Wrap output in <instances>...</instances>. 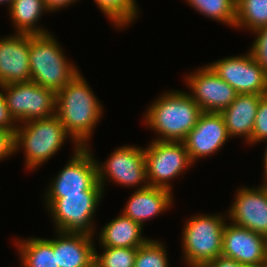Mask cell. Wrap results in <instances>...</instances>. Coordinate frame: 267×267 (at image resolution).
<instances>
[{
	"instance_id": "9c48e42d",
	"label": "cell",
	"mask_w": 267,
	"mask_h": 267,
	"mask_svg": "<svg viewBox=\"0 0 267 267\" xmlns=\"http://www.w3.org/2000/svg\"><path fill=\"white\" fill-rule=\"evenodd\" d=\"M11 116L18 124L56 114V92L33 81L0 86Z\"/></svg>"
},
{
	"instance_id": "d6986e66",
	"label": "cell",
	"mask_w": 267,
	"mask_h": 267,
	"mask_svg": "<svg viewBox=\"0 0 267 267\" xmlns=\"http://www.w3.org/2000/svg\"><path fill=\"white\" fill-rule=\"evenodd\" d=\"M262 95L238 94L226 109L221 111L227 131L231 139L243 137L246 144L251 145V136L256 113Z\"/></svg>"
},
{
	"instance_id": "836d02e7",
	"label": "cell",
	"mask_w": 267,
	"mask_h": 267,
	"mask_svg": "<svg viewBox=\"0 0 267 267\" xmlns=\"http://www.w3.org/2000/svg\"><path fill=\"white\" fill-rule=\"evenodd\" d=\"M265 145L267 144V141H265ZM263 162H264V172H263V179L265 182H267V145L265 147V152H264V159H263Z\"/></svg>"
},
{
	"instance_id": "6da1fadb",
	"label": "cell",
	"mask_w": 267,
	"mask_h": 267,
	"mask_svg": "<svg viewBox=\"0 0 267 267\" xmlns=\"http://www.w3.org/2000/svg\"><path fill=\"white\" fill-rule=\"evenodd\" d=\"M81 71L56 93V116L80 147H89L90 138L103 114V105Z\"/></svg>"
},
{
	"instance_id": "83f0119b",
	"label": "cell",
	"mask_w": 267,
	"mask_h": 267,
	"mask_svg": "<svg viewBox=\"0 0 267 267\" xmlns=\"http://www.w3.org/2000/svg\"><path fill=\"white\" fill-rule=\"evenodd\" d=\"M267 141V94L262 95L255 117L251 145Z\"/></svg>"
},
{
	"instance_id": "7a4b0ae2",
	"label": "cell",
	"mask_w": 267,
	"mask_h": 267,
	"mask_svg": "<svg viewBox=\"0 0 267 267\" xmlns=\"http://www.w3.org/2000/svg\"><path fill=\"white\" fill-rule=\"evenodd\" d=\"M148 107L143 122L159 135L153 139L158 141H183L202 113L187 91L174 89L158 96Z\"/></svg>"
},
{
	"instance_id": "ac0fdd59",
	"label": "cell",
	"mask_w": 267,
	"mask_h": 267,
	"mask_svg": "<svg viewBox=\"0 0 267 267\" xmlns=\"http://www.w3.org/2000/svg\"><path fill=\"white\" fill-rule=\"evenodd\" d=\"M53 252L58 267H89L95 260L94 236L56 231Z\"/></svg>"
},
{
	"instance_id": "8fae6325",
	"label": "cell",
	"mask_w": 267,
	"mask_h": 267,
	"mask_svg": "<svg viewBox=\"0 0 267 267\" xmlns=\"http://www.w3.org/2000/svg\"><path fill=\"white\" fill-rule=\"evenodd\" d=\"M209 66L238 94H267V72L254 60L249 50L244 55L223 57Z\"/></svg>"
},
{
	"instance_id": "e575fe53",
	"label": "cell",
	"mask_w": 267,
	"mask_h": 267,
	"mask_svg": "<svg viewBox=\"0 0 267 267\" xmlns=\"http://www.w3.org/2000/svg\"><path fill=\"white\" fill-rule=\"evenodd\" d=\"M240 267H267V265H257V264L246 265V264H241Z\"/></svg>"
},
{
	"instance_id": "9a60e30c",
	"label": "cell",
	"mask_w": 267,
	"mask_h": 267,
	"mask_svg": "<svg viewBox=\"0 0 267 267\" xmlns=\"http://www.w3.org/2000/svg\"><path fill=\"white\" fill-rule=\"evenodd\" d=\"M222 256L240 264L267 265V237L233 223H225Z\"/></svg>"
},
{
	"instance_id": "cb8c5ba5",
	"label": "cell",
	"mask_w": 267,
	"mask_h": 267,
	"mask_svg": "<svg viewBox=\"0 0 267 267\" xmlns=\"http://www.w3.org/2000/svg\"><path fill=\"white\" fill-rule=\"evenodd\" d=\"M94 3L118 29L131 26V23L139 18L140 12L136 0H94Z\"/></svg>"
},
{
	"instance_id": "f1b7e54d",
	"label": "cell",
	"mask_w": 267,
	"mask_h": 267,
	"mask_svg": "<svg viewBox=\"0 0 267 267\" xmlns=\"http://www.w3.org/2000/svg\"><path fill=\"white\" fill-rule=\"evenodd\" d=\"M252 34L255 35V40L249 52L254 60L267 72V26L253 31Z\"/></svg>"
},
{
	"instance_id": "30bf717a",
	"label": "cell",
	"mask_w": 267,
	"mask_h": 267,
	"mask_svg": "<svg viewBox=\"0 0 267 267\" xmlns=\"http://www.w3.org/2000/svg\"><path fill=\"white\" fill-rule=\"evenodd\" d=\"M96 164L98 182L103 192L108 179L122 187L143 189L149 186L144 147L123 145L116 148L104 163L96 159Z\"/></svg>"
},
{
	"instance_id": "603a6c76",
	"label": "cell",
	"mask_w": 267,
	"mask_h": 267,
	"mask_svg": "<svg viewBox=\"0 0 267 267\" xmlns=\"http://www.w3.org/2000/svg\"><path fill=\"white\" fill-rule=\"evenodd\" d=\"M264 26H267V0H236L235 29L253 32Z\"/></svg>"
},
{
	"instance_id": "277c9868",
	"label": "cell",
	"mask_w": 267,
	"mask_h": 267,
	"mask_svg": "<svg viewBox=\"0 0 267 267\" xmlns=\"http://www.w3.org/2000/svg\"><path fill=\"white\" fill-rule=\"evenodd\" d=\"M62 49L50 32L30 35L31 81L57 93L80 72Z\"/></svg>"
},
{
	"instance_id": "5b68a950",
	"label": "cell",
	"mask_w": 267,
	"mask_h": 267,
	"mask_svg": "<svg viewBox=\"0 0 267 267\" xmlns=\"http://www.w3.org/2000/svg\"><path fill=\"white\" fill-rule=\"evenodd\" d=\"M222 213L190 216L182 230L183 258L189 267H205L222 255L223 232L227 218Z\"/></svg>"
},
{
	"instance_id": "7402d4cb",
	"label": "cell",
	"mask_w": 267,
	"mask_h": 267,
	"mask_svg": "<svg viewBox=\"0 0 267 267\" xmlns=\"http://www.w3.org/2000/svg\"><path fill=\"white\" fill-rule=\"evenodd\" d=\"M16 244V245H15ZM21 267H58L53 252V238L29 237L15 239Z\"/></svg>"
},
{
	"instance_id": "2e32d148",
	"label": "cell",
	"mask_w": 267,
	"mask_h": 267,
	"mask_svg": "<svg viewBox=\"0 0 267 267\" xmlns=\"http://www.w3.org/2000/svg\"><path fill=\"white\" fill-rule=\"evenodd\" d=\"M30 34L0 38V86L31 81Z\"/></svg>"
},
{
	"instance_id": "4fadbf2b",
	"label": "cell",
	"mask_w": 267,
	"mask_h": 267,
	"mask_svg": "<svg viewBox=\"0 0 267 267\" xmlns=\"http://www.w3.org/2000/svg\"><path fill=\"white\" fill-rule=\"evenodd\" d=\"M229 207L227 221L267 237V187L242 186Z\"/></svg>"
},
{
	"instance_id": "f546056e",
	"label": "cell",
	"mask_w": 267,
	"mask_h": 267,
	"mask_svg": "<svg viewBox=\"0 0 267 267\" xmlns=\"http://www.w3.org/2000/svg\"><path fill=\"white\" fill-rule=\"evenodd\" d=\"M14 155V133L0 128V162Z\"/></svg>"
},
{
	"instance_id": "44dd1931",
	"label": "cell",
	"mask_w": 267,
	"mask_h": 267,
	"mask_svg": "<svg viewBox=\"0 0 267 267\" xmlns=\"http://www.w3.org/2000/svg\"><path fill=\"white\" fill-rule=\"evenodd\" d=\"M8 12L15 27V33L30 35L49 33L44 26L40 27V24L38 26L42 15L50 12L44 0H13Z\"/></svg>"
},
{
	"instance_id": "5bb4252c",
	"label": "cell",
	"mask_w": 267,
	"mask_h": 267,
	"mask_svg": "<svg viewBox=\"0 0 267 267\" xmlns=\"http://www.w3.org/2000/svg\"><path fill=\"white\" fill-rule=\"evenodd\" d=\"M230 138L221 113L202 112L183 142L191 162L195 164L198 159L218 153Z\"/></svg>"
},
{
	"instance_id": "3957f363",
	"label": "cell",
	"mask_w": 267,
	"mask_h": 267,
	"mask_svg": "<svg viewBox=\"0 0 267 267\" xmlns=\"http://www.w3.org/2000/svg\"><path fill=\"white\" fill-rule=\"evenodd\" d=\"M74 148L80 146L67 133L65 126L56 115L18 124L14 133V154L23 150L25 168L34 170L60 151L67 138Z\"/></svg>"
},
{
	"instance_id": "4316f807",
	"label": "cell",
	"mask_w": 267,
	"mask_h": 267,
	"mask_svg": "<svg viewBox=\"0 0 267 267\" xmlns=\"http://www.w3.org/2000/svg\"><path fill=\"white\" fill-rule=\"evenodd\" d=\"M103 253L98 255L95 248L94 262L99 267H134L138 248L100 247Z\"/></svg>"
},
{
	"instance_id": "8992f818",
	"label": "cell",
	"mask_w": 267,
	"mask_h": 267,
	"mask_svg": "<svg viewBox=\"0 0 267 267\" xmlns=\"http://www.w3.org/2000/svg\"><path fill=\"white\" fill-rule=\"evenodd\" d=\"M90 147L74 148L70 160L52 178L45 198H63L73 194H104L98 182L96 158Z\"/></svg>"
},
{
	"instance_id": "d4e9b609",
	"label": "cell",
	"mask_w": 267,
	"mask_h": 267,
	"mask_svg": "<svg viewBox=\"0 0 267 267\" xmlns=\"http://www.w3.org/2000/svg\"><path fill=\"white\" fill-rule=\"evenodd\" d=\"M189 6L213 21L234 28L236 19V0H185Z\"/></svg>"
},
{
	"instance_id": "484cf974",
	"label": "cell",
	"mask_w": 267,
	"mask_h": 267,
	"mask_svg": "<svg viewBox=\"0 0 267 267\" xmlns=\"http://www.w3.org/2000/svg\"><path fill=\"white\" fill-rule=\"evenodd\" d=\"M166 246L159 240L149 239L138 247L134 267H169Z\"/></svg>"
},
{
	"instance_id": "4dcf8cb0",
	"label": "cell",
	"mask_w": 267,
	"mask_h": 267,
	"mask_svg": "<svg viewBox=\"0 0 267 267\" xmlns=\"http://www.w3.org/2000/svg\"><path fill=\"white\" fill-rule=\"evenodd\" d=\"M18 123L11 116L9 109L7 108V103L5 97L0 89V128L7 129L15 133Z\"/></svg>"
},
{
	"instance_id": "d590c367",
	"label": "cell",
	"mask_w": 267,
	"mask_h": 267,
	"mask_svg": "<svg viewBox=\"0 0 267 267\" xmlns=\"http://www.w3.org/2000/svg\"><path fill=\"white\" fill-rule=\"evenodd\" d=\"M12 2L13 0H0V5L6 3L8 5L7 8L9 9Z\"/></svg>"
},
{
	"instance_id": "e0dca14e",
	"label": "cell",
	"mask_w": 267,
	"mask_h": 267,
	"mask_svg": "<svg viewBox=\"0 0 267 267\" xmlns=\"http://www.w3.org/2000/svg\"><path fill=\"white\" fill-rule=\"evenodd\" d=\"M172 193L168 189L154 186L136 189L121 213L143 226L145 221L157 217L158 214H162L172 207Z\"/></svg>"
},
{
	"instance_id": "7c38bea8",
	"label": "cell",
	"mask_w": 267,
	"mask_h": 267,
	"mask_svg": "<svg viewBox=\"0 0 267 267\" xmlns=\"http://www.w3.org/2000/svg\"><path fill=\"white\" fill-rule=\"evenodd\" d=\"M190 74V75H189ZM187 74L184 79L190 93L202 112L220 113L236 99L238 93L221 79L209 65Z\"/></svg>"
},
{
	"instance_id": "1f68e13d",
	"label": "cell",
	"mask_w": 267,
	"mask_h": 267,
	"mask_svg": "<svg viewBox=\"0 0 267 267\" xmlns=\"http://www.w3.org/2000/svg\"><path fill=\"white\" fill-rule=\"evenodd\" d=\"M241 264L237 261L224 256H218L216 259L210 261L205 267H240Z\"/></svg>"
},
{
	"instance_id": "8d00e7d4",
	"label": "cell",
	"mask_w": 267,
	"mask_h": 267,
	"mask_svg": "<svg viewBox=\"0 0 267 267\" xmlns=\"http://www.w3.org/2000/svg\"><path fill=\"white\" fill-rule=\"evenodd\" d=\"M89 267H99L95 262H93Z\"/></svg>"
},
{
	"instance_id": "52a82bcc",
	"label": "cell",
	"mask_w": 267,
	"mask_h": 267,
	"mask_svg": "<svg viewBox=\"0 0 267 267\" xmlns=\"http://www.w3.org/2000/svg\"><path fill=\"white\" fill-rule=\"evenodd\" d=\"M104 194H73L63 198H44L47 212L54 221V231L95 236V213Z\"/></svg>"
},
{
	"instance_id": "ba28073f",
	"label": "cell",
	"mask_w": 267,
	"mask_h": 267,
	"mask_svg": "<svg viewBox=\"0 0 267 267\" xmlns=\"http://www.w3.org/2000/svg\"><path fill=\"white\" fill-rule=\"evenodd\" d=\"M144 152L149 186L172 191L171 180L194 165L183 141L152 140Z\"/></svg>"
},
{
	"instance_id": "d6a6232c",
	"label": "cell",
	"mask_w": 267,
	"mask_h": 267,
	"mask_svg": "<svg viewBox=\"0 0 267 267\" xmlns=\"http://www.w3.org/2000/svg\"><path fill=\"white\" fill-rule=\"evenodd\" d=\"M78 2V0H44L46 7L50 10V13L57 12L60 9H63L70 6V4L74 5V3Z\"/></svg>"
},
{
	"instance_id": "ffe728a7",
	"label": "cell",
	"mask_w": 267,
	"mask_h": 267,
	"mask_svg": "<svg viewBox=\"0 0 267 267\" xmlns=\"http://www.w3.org/2000/svg\"><path fill=\"white\" fill-rule=\"evenodd\" d=\"M144 226L120 213L106 223L98 233L101 247L138 248L150 238L143 237Z\"/></svg>"
}]
</instances>
